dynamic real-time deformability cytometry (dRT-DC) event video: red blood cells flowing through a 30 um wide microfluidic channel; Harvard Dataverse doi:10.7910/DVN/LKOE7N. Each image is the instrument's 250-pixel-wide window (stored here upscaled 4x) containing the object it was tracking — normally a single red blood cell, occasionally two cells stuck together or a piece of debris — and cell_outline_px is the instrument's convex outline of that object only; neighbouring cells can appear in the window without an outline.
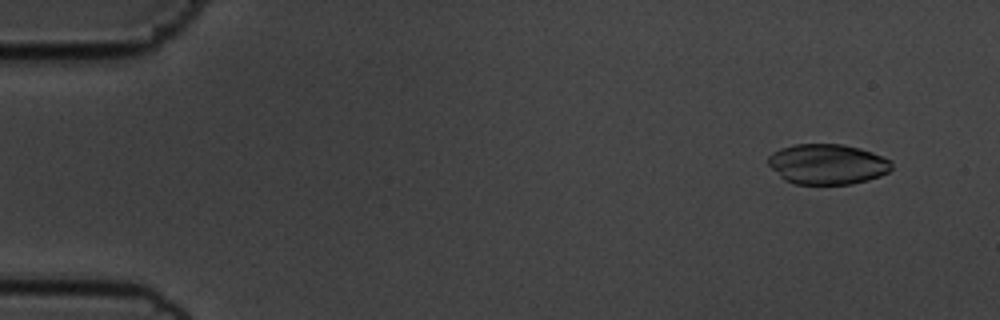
{"species": "common noctule bat (a hibernating species)", "species_latin": "Nyctalus noctula", "temperature_condition": "cold", "stored_images_in_passage": 56, "camera_frame_rate_fps": 3000, "um_per_image_px": 0.085, "animal": {"sex": "male", "body_mass_g": 19.5, "forearm_length_mm": 54.6}, "frame": {"image": 1, "passage_image": 5, "time_ms": 1.333, "image_size_px": [1000, 320], "cell_outline_px": [[892, 168], [888, 172], [880, 176], [868, 180], [852, 184], [792, 184], [784, 180], [768, 164], [768, 156], [772, 152], [780, 148], [796, 144], [844, 144], [860, 148], [872, 152], [892, 160]], "centroid_in_image_um": [70.33, 13.95], "position_along_channel_um": 14.7, "area_um2": 29.25}}
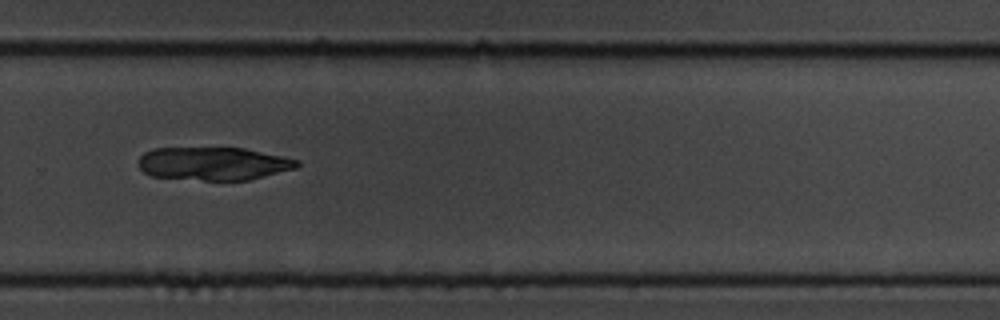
{"frame": {"image": 2, "passage_image": 39, "time_ms": 12.667, "image_size_px": [1000, 320], "cell_outline_px": [[300, 164], [296, 168], [248, 180], [204, 180], [152, 176], [144, 172], [140, 168], [140, 156], [144, 152], [152, 148], [244, 148], [300, 160]], "centroid_in_image_um": [18.15, 13.9], "position_along_channel_um": 311.7, "area_um2": 30.4}}